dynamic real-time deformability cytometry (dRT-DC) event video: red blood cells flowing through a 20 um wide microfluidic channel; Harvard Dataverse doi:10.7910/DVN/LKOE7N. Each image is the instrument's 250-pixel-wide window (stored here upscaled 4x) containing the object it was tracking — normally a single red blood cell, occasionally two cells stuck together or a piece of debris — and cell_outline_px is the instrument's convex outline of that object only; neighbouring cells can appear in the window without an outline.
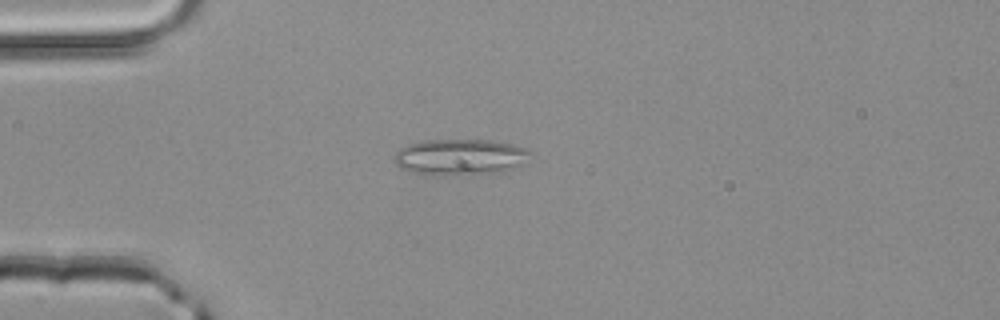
{"species": "common noctule bat (a hibernating species)", "species_latin": "Nyctalus noctula", "temperature_condition": "room temperature", "stored_images_in_passage": 2, "camera_frame_rate_fps": 3000, "um_per_image_px": 0.085, "animal": {"sex": "male", "body_mass_g": 20.4}, "frame": {"image": 1, "passage_image": 2, "time_ms": 0.333, "image_size_px": [1000, 320], "cell_outline_px": [[532, 152], [512, 168], [504, 172], [468, 176], [432, 176], [408, 172], [400, 168], [396, 164], [396, 152], [400, 148], [408, 144], [424, 140], [492, 140], [512, 144], [528, 148]], "centroid_in_image_um": [39.06, 13.38], "position_along_channel_um": 45.9, "area_um2": 29.07}}